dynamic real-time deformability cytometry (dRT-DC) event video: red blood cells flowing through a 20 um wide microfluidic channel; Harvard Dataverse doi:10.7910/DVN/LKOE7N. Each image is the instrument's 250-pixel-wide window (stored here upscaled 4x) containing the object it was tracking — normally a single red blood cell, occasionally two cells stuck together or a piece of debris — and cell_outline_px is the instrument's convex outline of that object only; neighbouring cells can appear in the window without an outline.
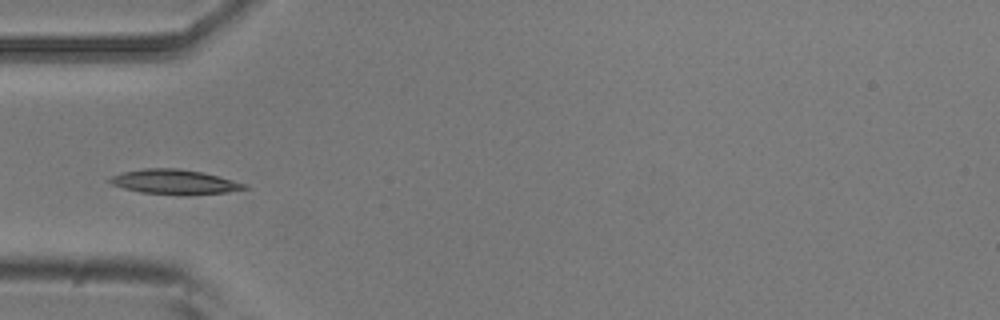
{"species": "common noctule bat (a hibernating species)", "species_latin": "Nyctalus noctula", "temperature_condition": "room temperature", "stored_images_in_passage": 1, "camera_frame_rate_fps": 3000, "um_per_image_px": 0.085, "animal": {"sex": "male", "body_mass_g": 20.5, "forearm_length_mm": 52.5}, "frame": {"image": 1, "passage_image": 1, "time_ms": 0.0, "image_size_px": [1000, 320], "cell_outline_px": [[248, 188], [228, 192], [180, 196], [140, 192], [124, 188], [112, 184], [108, 180], [112, 176], [120, 172], [144, 168], [180, 168], [200, 172], [248, 184]], "centroid_in_image_um": [14.82, 15.47], "position_along_channel_um": 70.2, "area_um2": 19.48}}